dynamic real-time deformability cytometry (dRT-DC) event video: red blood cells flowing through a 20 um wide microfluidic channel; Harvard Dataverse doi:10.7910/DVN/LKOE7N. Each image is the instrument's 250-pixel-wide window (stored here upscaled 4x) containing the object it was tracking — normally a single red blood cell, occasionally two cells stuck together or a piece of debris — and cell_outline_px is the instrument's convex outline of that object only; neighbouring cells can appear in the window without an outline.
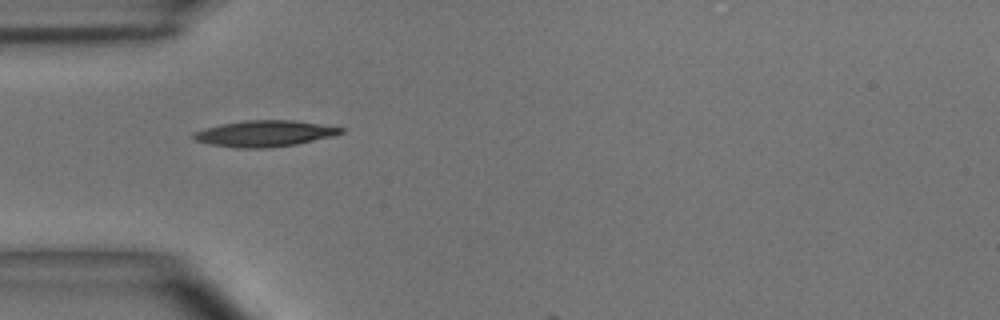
{"species": "common noctule bat (a hibernating species)", "species_latin": "Nyctalus noctula", "temperature_condition": "room temperature", "stored_images_in_passage": 4, "camera_frame_rate_fps": 3000, "um_per_image_px": 0.085, "animal": {"sex": "male", "body_mass_g": 15.6}, "frame": {"image": 1, "passage_image": 1, "time_ms": 0.0, "image_size_px": [1000, 320], "cell_outline_px": [[344, 132], [332, 136], [296, 144], [272, 148], [236, 148], [208, 144], [196, 140], [192, 136], [192, 132], [204, 128], [220, 124], [244, 120], [292, 120], [344, 128]], "centroid_in_image_um": [22.43, 11.35], "position_along_channel_um": 62.6, "area_um2": 22.48}}